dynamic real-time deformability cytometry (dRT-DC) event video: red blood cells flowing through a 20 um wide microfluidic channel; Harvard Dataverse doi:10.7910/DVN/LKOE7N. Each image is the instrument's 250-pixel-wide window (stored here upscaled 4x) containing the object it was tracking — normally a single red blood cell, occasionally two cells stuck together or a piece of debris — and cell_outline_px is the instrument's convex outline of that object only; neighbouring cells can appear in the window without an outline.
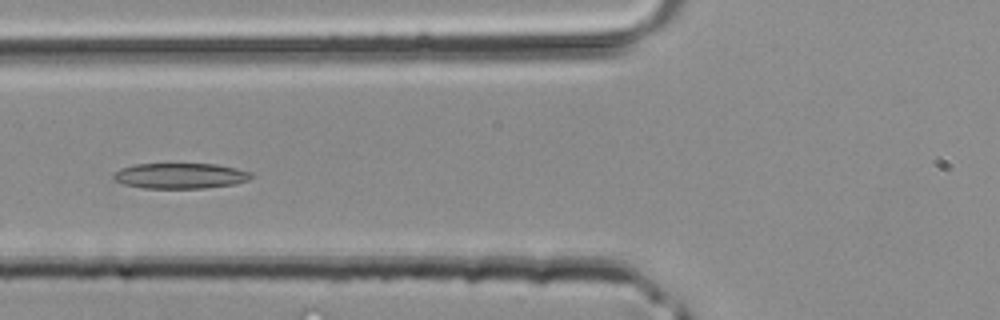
{"species": "common noctule bat (a hibernating species)", "species_latin": "Nyctalus noctula", "temperature_condition": "room temperature", "stored_images_in_passage": 32, "camera_frame_rate_fps": 3000, "um_per_image_px": 0.085, "animal": {"sex": "male", "body_mass_g": 20.4}, "frame": {"image": 1, "passage_image": 10, "time_ms": 3.0, "image_size_px": [1000, 320], "cell_outline_px": [[252, 176], [248, 180], [236, 184], [204, 188], [144, 188], [124, 184], [112, 180], [112, 176], [120, 168], [132, 164], [216, 164], [236, 168], [252, 172]], "centroid_in_image_um": [15.31, 14.94], "position_along_channel_um": 110.5, "area_um2": 20.58}}
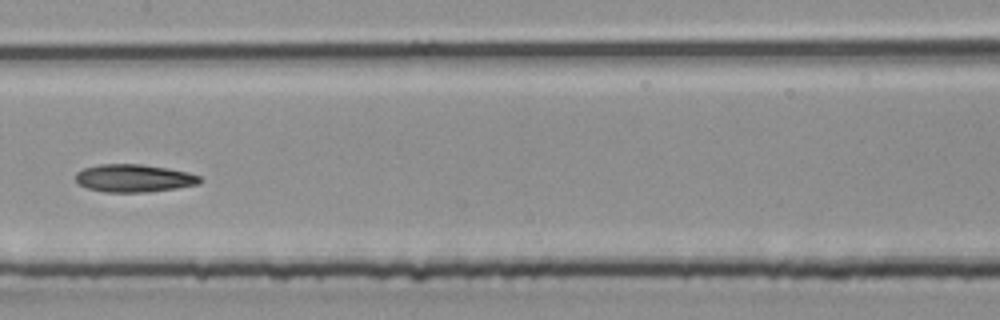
{"frame": {"image": 2, "passage_image": 15, "time_ms": 4.667, "image_size_px": [1000, 320], "cell_outline_px": [[204, 180], [200, 184], [176, 188], [144, 192], [104, 192], [88, 188], [76, 184], [76, 172], [84, 168], [100, 164], [140, 164], [168, 168], [188, 172], [200, 176]], "centroid_in_image_um": [11.39, 15.14], "position_along_channel_um": 196.0, "area_um2": 20.23}}
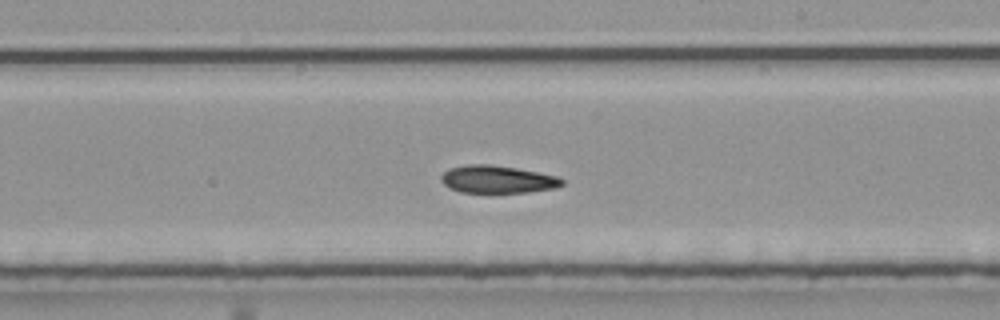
{"frame": {"image": 3, "passage_image": 18, "time_ms": 5.667, "image_size_px": [1000, 320], "cell_outline_px": [[564, 184], [556, 188], [528, 192], [460, 192], [444, 184], [440, 180], [440, 176], [448, 168], [468, 164], [488, 164], [516, 168], [560, 176], [564, 180]], "centroid_in_image_um": [42.31, 15.23], "position_along_channel_um": 246.7, "area_um2": 19.48}}